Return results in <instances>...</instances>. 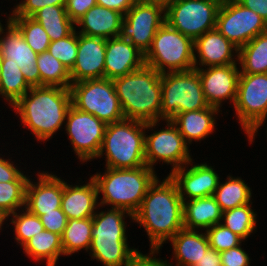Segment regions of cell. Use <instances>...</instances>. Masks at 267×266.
Segmentation results:
<instances>
[{
    "mask_svg": "<svg viewBox=\"0 0 267 266\" xmlns=\"http://www.w3.org/2000/svg\"><path fill=\"white\" fill-rule=\"evenodd\" d=\"M159 182L157 178L148 188L133 220L143 226L149 236V257L159 253L162 244L184 228L183 200L176 184L169 176Z\"/></svg>",
    "mask_w": 267,
    "mask_h": 266,
    "instance_id": "6da1fadb",
    "label": "cell"
},
{
    "mask_svg": "<svg viewBox=\"0 0 267 266\" xmlns=\"http://www.w3.org/2000/svg\"><path fill=\"white\" fill-rule=\"evenodd\" d=\"M71 105L69 88L37 86L31 87L11 107L19 113L23 125L33 132L38 141H46L60 129Z\"/></svg>",
    "mask_w": 267,
    "mask_h": 266,
    "instance_id": "7a4b0ae2",
    "label": "cell"
},
{
    "mask_svg": "<svg viewBox=\"0 0 267 266\" xmlns=\"http://www.w3.org/2000/svg\"><path fill=\"white\" fill-rule=\"evenodd\" d=\"M125 213L134 220V215L123 209L111 207L107 212H95L89 248L91 258L104 266H148L149 256L127 244Z\"/></svg>",
    "mask_w": 267,
    "mask_h": 266,
    "instance_id": "3957f363",
    "label": "cell"
},
{
    "mask_svg": "<svg viewBox=\"0 0 267 266\" xmlns=\"http://www.w3.org/2000/svg\"><path fill=\"white\" fill-rule=\"evenodd\" d=\"M112 81L125 119L145 123L161 120V73L144 65Z\"/></svg>",
    "mask_w": 267,
    "mask_h": 266,
    "instance_id": "277c9868",
    "label": "cell"
},
{
    "mask_svg": "<svg viewBox=\"0 0 267 266\" xmlns=\"http://www.w3.org/2000/svg\"><path fill=\"white\" fill-rule=\"evenodd\" d=\"M100 174L91 177L96 183L98 194L103 195L98 206L112 205L132 215L138 211L148 188L158 178L154 169L147 165L134 169L106 167L105 173Z\"/></svg>",
    "mask_w": 267,
    "mask_h": 266,
    "instance_id": "5b68a950",
    "label": "cell"
},
{
    "mask_svg": "<svg viewBox=\"0 0 267 266\" xmlns=\"http://www.w3.org/2000/svg\"><path fill=\"white\" fill-rule=\"evenodd\" d=\"M157 123L123 119L106 125L97 157L103 156L105 151V166L108 168L134 169L145 166V129L155 128Z\"/></svg>",
    "mask_w": 267,
    "mask_h": 266,
    "instance_id": "8992f818",
    "label": "cell"
},
{
    "mask_svg": "<svg viewBox=\"0 0 267 266\" xmlns=\"http://www.w3.org/2000/svg\"><path fill=\"white\" fill-rule=\"evenodd\" d=\"M194 41L166 22L157 30L151 48L145 54V65L163 74L198 68ZM197 65V66H196ZM167 69L169 70H166Z\"/></svg>",
    "mask_w": 267,
    "mask_h": 266,
    "instance_id": "52a82bcc",
    "label": "cell"
},
{
    "mask_svg": "<svg viewBox=\"0 0 267 266\" xmlns=\"http://www.w3.org/2000/svg\"><path fill=\"white\" fill-rule=\"evenodd\" d=\"M161 120H171L178 113L208 108L196 69L161 74Z\"/></svg>",
    "mask_w": 267,
    "mask_h": 266,
    "instance_id": "ba28073f",
    "label": "cell"
},
{
    "mask_svg": "<svg viewBox=\"0 0 267 266\" xmlns=\"http://www.w3.org/2000/svg\"><path fill=\"white\" fill-rule=\"evenodd\" d=\"M72 106L105 124L125 119L112 79H87L70 85Z\"/></svg>",
    "mask_w": 267,
    "mask_h": 266,
    "instance_id": "9c48e42d",
    "label": "cell"
},
{
    "mask_svg": "<svg viewBox=\"0 0 267 266\" xmlns=\"http://www.w3.org/2000/svg\"><path fill=\"white\" fill-rule=\"evenodd\" d=\"M222 0H171L165 3L166 23L193 41L216 28Z\"/></svg>",
    "mask_w": 267,
    "mask_h": 266,
    "instance_id": "30bf717a",
    "label": "cell"
},
{
    "mask_svg": "<svg viewBox=\"0 0 267 266\" xmlns=\"http://www.w3.org/2000/svg\"><path fill=\"white\" fill-rule=\"evenodd\" d=\"M234 109L252 143L267 117V73H240Z\"/></svg>",
    "mask_w": 267,
    "mask_h": 266,
    "instance_id": "8fae6325",
    "label": "cell"
},
{
    "mask_svg": "<svg viewBox=\"0 0 267 266\" xmlns=\"http://www.w3.org/2000/svg\"><path fill=\"white\" fill-rule=\"evenodd\" d=\"M165 22V3L159 1L136 2L124 15L119 36L129 40L142 53L146 54L151 48L157 30Z\"/></svg>",
    "mask_w": 267,
    "mask_h": 266,
    "instance_id": "7c38bea8",
    "label": "cell"
},
{
    "mask_svg": "<svg viewBox=\"0 0 267 266\" xmlns=\"http://www.w3.org/2000/svg\"><path fill=\"white\" fill-rule=\"evenodd\" d=\"M216 28L240 48L267 31V22L237 0H222L217 13Z\"/></svg>",
    "mask_w": 267,
    "mask_h": 266,
    "instance_id": "4fadbf2b",
    "label": "cell"
},
{
    "mask_svg": "<svg viewBox=\"0 0 267 266\" xmlns=\"http://www.w3.org/2000/svg\"><path fill=\"white\" fill-rule=\"evenodd\" d=\"M167 127L145 135V160L146 165L154 169V164L160 160L172 165V170L191 165L192 158L188 150L189 144L179 133L178 128L171 120H166Z\"/></svg>",
    "mask_w": 267,
    "mask_h": 266,
    "instance_id": "5bb4252c",
    "label": "cell"
},
{
    "mask_svg": "<svg viewBox=\"0 0 267 266\" xmlns=\"http://www.w3.org/2000/svg\"><path fill=\"white\" fill-rule=\"evenodd\" d=\"M66 120V132L80 161L87 162L97 158L107 124L72 105L68 110Z\"/></svg>",
    "mask_w": 267,
    "mask_h": 266,
    "instance_id": "9a60e30c",
    "label": "cell"
},
{
    "mask_svg": "<svg viewBox=\"0 0 267 266\" xmlns=\"http://www.w3.org/2000/svg\"><path fill=\"white\" fill-rule=\"evenodd\" d=\"M7 32L4 38L0 37L2 59L21 68V72L30 87L41 86L40 72L37 67L38 54L26 43L22 32L10 20L7 21ZM3 27L0 36L4 33Z\"/></svg>",
    "mask_w": 267,
    "mask_h": 266,
    "instance_id": "2e32d148",
    "label": "cell"
},
{
    "mask_svg": "<svg viewBox=\"0 0 267 266\" xmlns=\"http://www.w3.org/2000/svg\"><path fill=\"white\" fill-rule=\"evenodd\" d=\"M198 71L204 97L209 106L220 109L225 99L235 104L240 71L237 64L195 68Z\"/></svg>",
    "mask_w": 267,
    "mask_h": 266,
    "instance_id": "e0dca14e",
    "label": "cell"
},
{
    "mask_svg": "<svg viewBox=\"0 0 267 266\" xmlns=\"http://www.w3.org/2000/svg\"><path fill=\"white\" fill-rule=\"evenodd\" d=\"M185 168L187 167L175 169L168 175L176 184L181 199L186 201L213 196L220 181L215 169L207 163L194 164L190 169Z\"/></svg>",
    "mask_w": 267,
    "mask_h": 266,
    "instance_id": "ac0fdd59",
    "label": "cell"
},
{
    "mask_svg": "<svg viewBox=\"0 0 267 266\" xmlns=\"http://www.w3.org/2000/svg\"><path fill=\"white\" fill-rule=\"evenodd\" d=\"M106 39L78 33L76 61L70 70L72 83L104 78Z\"/></svg>",
    "mask_w": 267,
    "mask_h": 266,
    "instance_id": "d6986e66",
    "label": "cell"
},
{
    "mask_svg": "<svg viewBox=\"0 0 267 266\" xmlns=\"http://www.w3.org/2000/svg\"><path fill=\"white\" fill-rule=\"evenodd\" d=\"M145 65V54L120 36L106 39L104 78L114 79Z\"/></svg>",
    "mask_w": 267,
    "mask_h": 266,
    "instance_id": "ffe728a7",
    "label": "cell"
},
{
    "mask_svg": "<svg viewBox=\"0 0 267 266\" xmlns=\"http://www.w3.org/2000/svg\"><path fill=\"white\" fill-rule=\"evenodd\" d=\"M37 176L39 182L33 184L30 179L27 182L24 208L40 217L61 208L63 180L44 171Z\"/></svg>",
    "mask_w": 267,
    "mask_h": 266,
    "instance_id": "44dd1931",
    "label": "cell"
},
{
    "mask_svg": "<svg viewBox=\"0 0 267 266\" xmlns=\"http://www.w3.org/2000/svg\"><path fill=\"white\" fill-rule=\"evenodd\" d=\"M194 50L197 51L200 66H223L237 64L232 58L234 51L239 48L223 36L217 28L205 32L194 41ZM234 50V51H233ZM233 52V53H232Z\"/></svg>",
    "mask_w": 267,
    "mask_h": 266,
    "instance_id": "7402d4cb",
    "label": "cell"
},
{
    "mask_svg": "<svg viewBox=\"0 0 267 266\" xmlns=\"http://www.w3.org/2000/svg\"><path fill=\"white\" fill-rule=\"evenodd\" d=\"M86 185H69L63 180L61 209L69 219H84L94 216L98 207V189L90 178Z\"/></svg>",
    "mask_w": 267,
    "mask_h": 266,
    "instance_id": "603a6c76",
    "label": "cell"
},
{
    "mask_svg": "<svg viewBox=\"0 0 267 266\" xmlns=\"http://www.w3.org/2000/svg\"><path fill=\"white\" fill-rule=\"evenodd\" d=\"M124 15L113 9L95 5L91 7L75 25L82 29L80 34L109 39L120 35L121 23Z\"/></svg>",
    "mask_w": 267,
    "mask_h": 266,
    "instance_id": "cb8c5ba5",
    "label": "cell"
},
{
    "mask_svg": "<svg viewBox=\"0 0 267 266\" xmlns=\"http://www.w3.org/2000/svg\"><path fill=\"white\" fill-rule=\"evenodd\" d=\"M218 112H220L219 109L209 106L202 110L178 113L171 121L176 125L186 143L191 144L192 140L204 139L214 131L216 123L214 116Z\"/></svg>",
    "mask_w": 267,
    "mask_h": 266,
    "instance_id": "d4e9b609",
    "label": "cell"
},
{
    "mask_svg": "<svg viewBox=\"0 0 267 266\" xmlns=\"http://www.w3.org/2000/svg\"><path fill=\"white\" fill-rule=\"evenodd\" d=\"M169 241L172 242L176 266H194L210 248L205 233L182 228Z\"/></svg>",
    "mask_w": 267,
    "mask_h": 266,
    "instance_id": "484cf974",
    "label": "cell"
},
{
    "mask_svg": "<svg viewBox=\"0 0 267 266\" xmlns=\"http://www.w3.org/2000/svg\"><path fill=\"white\" fill-rule=\"evenodd\" d=\"M222 210L213 196L183 201V225L189 230L208 229L221 223Z\"/></svg>",
    "mask_w": 267,
    "mask_h": 266,
    "instance_id": "4316f807",
    "label": "cell"
},
{
    "mask_svg": "<svg viewBox=\"0 0 267 266\" xmlns=\"http://www.w3.org/2000/svg\"><path fill=\"white\" fill-rule=\"evenodd\" d=\"M32 18L41 24L51 42L69 36L76 28L67 15L65 6H45Z\"/></svg>",
    "mask_w": 267,
    "mask_h": 266,
    "instance_id": "83f0119b",
    "label": "cell"
},
{
    "mask_svg": "<svg viewBox=\"0 0 267 266\" xmlns=\"http://www.w3.org/2000/svg\"><path fill=\"white\" fill-rule=\"evenodd\" d=\"M22 247L26 255L33 258V260L41 261L46 259L47 266H55L59 259L58 257L64 255L61 236L47 230L34 235Z\"/></svg>",
    "mask_w": 267,
    "mask_h": 266,
    "instance_id": "f1b7e54d",
    "label": "cell"
},
{
    "mask_svg": "<svg viewBox=\"0 0 267 266\" xmlns=\"http://www.w3.org/2000/svg\"><path fill=\"white\" fill-rule=\"evenodd\" d=\"M240 73H267V31L257 35L238 50Z\"/></svg>",
    "mask_w": 267,
    "mask_h": 266,
    "instance_id": "f546056e",
    "label": "cell"
},
{
    "mask_svg": "<svg viewBox=\"0 0 267 266\" xmlns=\"http://www.w3.org/2000/svg\"><path fill=\"white\" fill-rule=\"evenodd\" d=\"M92 217L69 219L61 236L64 255H72L81 249L89 250L92 240Z\"/></svg>",
    "mask_w": 267,
    "mask_h": 266,
    "instance_id": "4dcf8cb0",
    "label": "cell"
},
{
    "mask_svg": "<svg viewBox=\"0 0 267 266\" xmlns=\"http://www.w3.org/2000/svg\"><path fill=\"white\" fill-rule=\"evenodd\" d=\"M251 195V189L245 184L244 180L240 177L228 176L225 183L219 181L213 197L222 212H225L250 203Z\"/></svg>",
    "mask_w": 267,
    "mask_h": 266,
    "instance_id": "1f68e13d",
    "label": "cell"
},
{
    "mask_svg": "<svg viewBox=\"0 0 267 266\" xmlns=\"http://www.w3.org/2000/svg\"><path fill=\"white\" fill-rule=\"evenodd\" d=\"M31 87L26 82L21 68L2 59L0 71V95L13 106Z\"/></svg>",
    "mask_w": 267,
    "mask_h": 266,
    "instance_id": "d6a6232c",
    "label": "cell"
},
{
    "mask_svg": "<svg viewBox=\"0 0 267 266\" xmlns=\"http://www.w3.org/2000/svg\"><path fill=\"white\" fill-rule=\"evenodd\" d=\"M41 86L70 88L72 84L70 71L58 59L45 51L37 56Z\"/></svg>",
    "mask_w": 267,
    "mask_h": 266,
    "instance_id": "836d02e7",
    "label": "cell"
},
{
    "mask_svg": "<svg viewBox=\"0 0 267 266\" xmlns=\"http://www.w3.org/2000/svg\"><path fill=\"white\" fill-rule=\"evenodd\" d=\"M252 203L227 210L222 213V225L237 234L243 240L256 229V213L251 209ZM255 228V229H254Z\"/></svg>",
    "mask_w": 267,
    "mask_h": 266,
    "instance_id": "e575fe53",
    "label": "cell"
},
{
    "mask_svg": "<svg viewBox=\"0 0 267 266\" xmlns=\"http://www.w3.org/2000/svg\"><path fill=\"white\" fill-rule=\"evenodd\" d=\"M8 18L19 28L26 43L35 53L41 54L48 51L51 41L39 22L32 17L10 16Z\"/></svg>",
    "mask_w": 267,
    "mask_h": 266,
    "instance_id": "d590c367",
    "label": "cell"
},
{
    "mask_svg": "<svg viewBox=\"0 0 267 266\" xmlns=\"http://www.w3.org/2000/svg\"><path fill=\"white\" fill-rule=\"evenodd\" d=\"M27 182H0V212L6 219L18 208L25 207Z\"/></svg>",
    "mask_w": 267,
    "mask_h": 266,
    "instance_id": "8d00e7d4",
    "label": "cell"
},
{
    "mask_svg": "<svg viewBox=\"0 0 267 266\" xmlns=\"http://www.w3.org/2000/svg\"><path fill=\"white\" fill-rule=\"evenodd\" d=\"M25 210V212H24ZM22 212H14L11 223L15 226V239L21 246H23L34 235L42 232L44 227L40 217L30 213L26 208Z\"/></svg>",
    "mask_w": 267,
    "mask_h": 266,
    "instance_id": "74e56055",
    "label": "cell"
},
{
    "mask_svg": "<svg viewBox=\"0 0 267 266\" xmlns=\"http://www.w3.org/2000/svg\"><path fill=\"white\" fill-rule=\"evenodd\" d=\"M48 51L70 71L76 61L78 51V32L76 29L67 37L52 41Z\"/></svg>",
    "mask_w": 267,
    "mask_h": 266,
    "instance_id": "f35d334b",
    "label": "cell"
},
{
    "mask_svg": "<svg viewBox=\"0 0 267 266\" xmlns=\"http://www.w3.org/2000/svg\"><path fill=\"white\" fill-rule=\"evenodd\" d=\"M205 231L210 248L215 249L220 253L239 246L241 241H243L241 237L221 223L216 224Z\"/></svg>",
    "mask_w": 267,
    "mask_h": 266,
    "instance_id": "ab89813d",
    "label": "cell"
},
{
    "mask_svg": "<svg viewBox=\"0 0 267 266\" xmlns=\"http://www.w3.org/2000/svg\"><path fill=\"white\" fill-rule=\"evenodd\" d=\"M66 6V0H23L13 9L11 16L32 17L45 6Z\"/></svg>",
    "mask_w": 267,
    "mask_h": 266,
    "instance_id": "60d3db41",
    "label": "cell"
},
{
    "mask_svg": "<svg viewBox=\"0 0 267 266\" xmlns=\"http://www.w3.org/2000/svg\"><path fill=\"white\" fill-rule=\"evenodd\" d=\"M44 230L56 233L62 236L67 226L68 218L61 208L54 209L51 212H45L40 216Z\"/></svg>",
    "mask_w": 267,
    "mask_h": 266,
    "instance_id": "b9f144b4",
    "label": "cell"
},
{
    "mask_svg": "<svg viewBox=\"0 0 267 266\" xmlns=\"http://www.w3.org/2000/svg\"><path fill=\"white\" fill-rule=\"evenodd\" d=\"M221 254L222 266H249V255L241 248V245L223 251Z\"/></svg>",
    "mask_w": 267,
    "mask_h": 266,
    "instance_id": "7bdbcfd3",
    "label": "cell"
},
{
    "mask_svg": "<svg viewBox=\"0 0 267 266\" xmlns=\"http://www.w3.org/2000/svg\"><path fill=\"white\" fill-rule=\"evenodd\" d=\"M96 4L97 0H66L65 8L67 15L75 23Z\"/></svg>",
    "mask_w": 267,
    "mask_h": 266,
    "instance_id": "ee69618b",
    "label": "cell"
},
{
    "mask_svg": "<svg viewBox=\"0 0 267 266\" xmlns=\"http://www.w3.org/2000/svg\"><path fill=\"white\" fill-rule=\"evenodd\" d=\"M12 163L0 157V182L28 181V176L19 171Z\"/></svg>",
    "mask_w": 267,
    "mask_h": 266,
    "instance_id": "f6af8a7d",
    "label": "cell"
},
{
    "mask_svg": "<svg viewBox=\"0 0 267 266\" xmlns=\"http://www.w3.org/2000/svg\"><path fill=\"white\" fill-rule=\"evenodd\" d=\"M135 3L134 0H97V5L113 9L123 15H125Z\"/></svg>",
    "mask_w": 267,
    "mask_h": 266,
    "instance_id": "bcb514c9",
    "label": "cell"
},
{
    "mask_svg": "<svg viewBox=\"0 0 267 266\" xmlns=\"http://www.w3.org/2000/svg\"><path fill=\"white\" fill-rule=\"evenodd\" d=\"M244 7L256 12L267 22V0H237Z\"/></svg>",
    "mask_w": 267,
    "mask_h": 266,
    "instance_id": "7dc6e473",
    "label": "cell"
},
{
    "mask_svg": "<svg viewBox=\"0 0 267 266\" xmlns=\"http://www.w3.org/2000/svg\"><path fill=\"white\" fill-rule=\"evenodd\" d=\"M194 266H222L221 254L215 249L209 248Z\"/></svg>",
    "mask_w": 267,
    "mask_h": 266,
    "instance_id": "c3c4849f",
    "label": "cell"
},
{
    "mask_svg": "<svg viewBox=\"0 0 267 266\" xmlns=\"http://www.w3.org/2000/svg\"><path fill=\"white\" fill-rule=\"evenodd\" d=\"M155 256L156 255H152L153 258L149 257L148 266H172V264H170L167 260L163 261L162 259H158Z\"/></svg>",
    "mask_w": 267,
    "mask_h": 266,
    "instance_id": "681fc988",
    "label": "cell"
},
{
    "mask_svg": "<svg viewBox=\"0 0 267 266\" xmlns=\"http://www.w3.org/2000/svg\"><path fill=\"white\" fill-rule=\"evenodd\" d=\"M6 220V218L1 214V212H0V228L2 229V224H3V222ZM0 229V230H1Z\"/></svg>",
    "mask_w": 267,
    "mask_h": 266,
    "instance_id": "f907efd6",
    "label": "cell"
},
{
    "mask_svg": "<svg viewBox=\"0 0 267 266\" xmlns=\"http://www.w3.org/2000/svg\"><path fill=\"white\" fill-rule=\"evenodd\" d=\"M146 1H159V2L166 3V2L171 1V0H146Z\"/></svg>",
    "mask_w": 267,
    "mask_h": 266,
    "instance_id": "816d5d0a",
    "label": "cell"
},
{
    "mask_svg": "<svg viewBox=\"0 0 267 266\" xmlns=\"http://www.w3.org/2000/svg\"><path fill=\"white\" fill-rule=\"evenodd\" d=\"M2 52H1V49H0V71H1V65H2Z\"/></svg>",
    "mask_w": 267,
    "mask_h": 266,
    "instance_id": "f5cc1de1",
    "label": "cell"
},
{
    "mask_svg": "<svg viewBox=\"0 0 267 266\" xmlns=\"http://www.w3.org/2000/svg\"><path fill=\"white\" fill-rule=\"evenodd\" d=\"M135 2H144L146 0H134Z\"/></svg>",
    "mask_w": 267,
    "mask_h": 266,
    "instance_id": "db71d44e",
    "label": "cell"
}]
</instances>
